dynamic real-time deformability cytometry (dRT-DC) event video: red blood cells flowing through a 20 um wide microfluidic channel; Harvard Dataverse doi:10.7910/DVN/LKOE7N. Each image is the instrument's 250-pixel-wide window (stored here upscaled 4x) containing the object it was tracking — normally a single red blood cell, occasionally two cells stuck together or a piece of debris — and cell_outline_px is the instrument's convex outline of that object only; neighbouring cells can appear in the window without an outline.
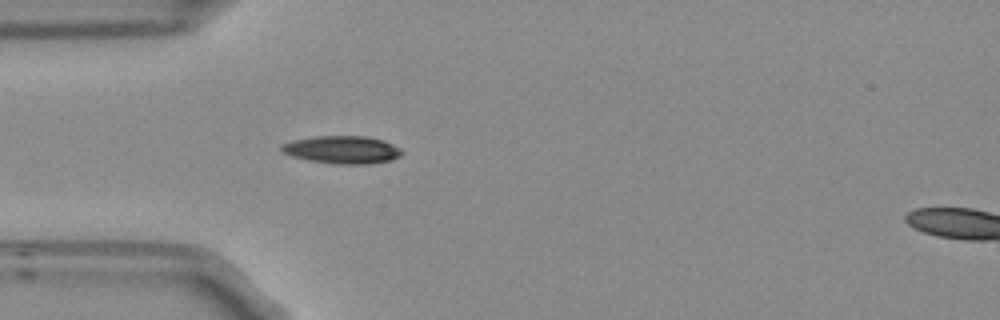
{"species": "Egyptian fruit bat (a non-hibernating species)", "species_latin": "Rousettus aegyptiacus", "temperature_condition": "room temperature", "stored_images_in_passage": 1, "camera_frame_rate_fps": 3000, "um_per_image_px": 0.085, "frame": {"image": 1, "passage_image": 1, "time_ms": 0.0, "image_size_px": [1000, 320], "cell_outline_px": [[404, 152], [400, 156], [392, 160], [364, 164], [336, 164], [308, 160], [292, 156], [280, 152], [280, 144], [292, 140], [316, 136], [368, 136], [384, 140], [400, 148]], "centroid_in_image_um": [29.07, 12.72], "position_along_channel_um": 55.9, "area_um2": 19.65}}